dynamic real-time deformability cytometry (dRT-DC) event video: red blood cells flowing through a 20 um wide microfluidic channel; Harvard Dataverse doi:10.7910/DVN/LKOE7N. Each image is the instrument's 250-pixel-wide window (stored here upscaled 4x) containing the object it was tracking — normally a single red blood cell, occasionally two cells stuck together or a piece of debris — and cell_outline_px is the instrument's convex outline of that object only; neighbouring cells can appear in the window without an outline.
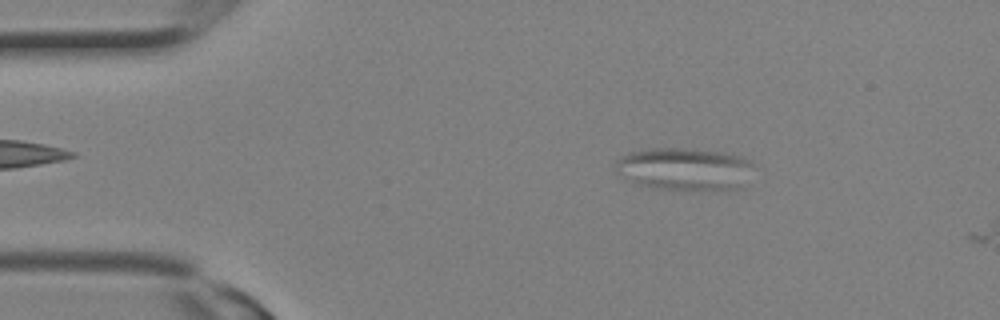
{"species": "Egyptian fruit bat (a non-hibernating species)", "species_latin": "Rousettus aegyptiacus", "temperature_condition": "room temperature", "stored_images_in_passage": 8, "camera_frame_rate_fps": 3000, "um_per_image_px": 0.085, "animal": {"sex": "female"}, "frame": {"image": 1, "passage_image": 4, "time_ms": 1.0, "image_size_px": [1000, 320], "cell_outline_px": [[752, 164], [744, 188], [652, 188], [640, 184], [616, 172], [616, 160], [620, 156], [628, 152], [648, 148], [692, 148], [724, 152], [744, 156], [752, 160]], "centroid_in_image_um": [58.2, 14.31], "position_along_channel_um": 26.8, "area_um2": 33.87}}